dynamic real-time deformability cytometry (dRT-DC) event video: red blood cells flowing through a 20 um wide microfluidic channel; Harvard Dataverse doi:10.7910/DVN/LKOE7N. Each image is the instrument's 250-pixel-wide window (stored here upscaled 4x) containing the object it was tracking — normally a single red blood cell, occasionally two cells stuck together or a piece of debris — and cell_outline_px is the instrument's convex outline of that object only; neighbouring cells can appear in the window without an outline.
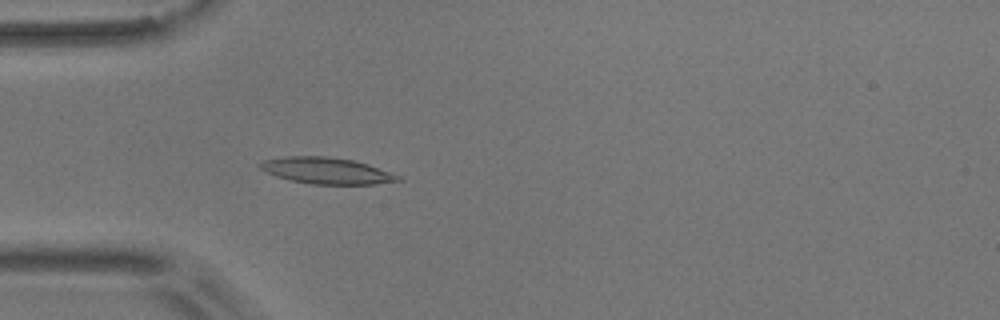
{"species": "common noctule bat (a hibernating species)", "species_latin": "Nyctalus noctula", "temperature_condition": "room temperature", "stored_images_in_passage": 50, "camera_frame_rate_fps": 3000, "um_per_image_px": 0.085, "animal": {"sex": "male", "body_mass_g": 17.9}, "frame": {"image": 1, "passage_image": 11, "time_ms": 3.333, "image_size_px": [1000, 320], "cell_outline_px": [[404, 180], [376, 184], [312, 184], [292, 180], [276, 176], [260, 168], [260, 164], [264, 160], [284, 156], [324, 156], [352, 160], [368, 164], [400, 176]], "centroid_in_image_um": [27.79, 14.51], "position_along_channel_um": 57.2, "area_um2": 20.92}}
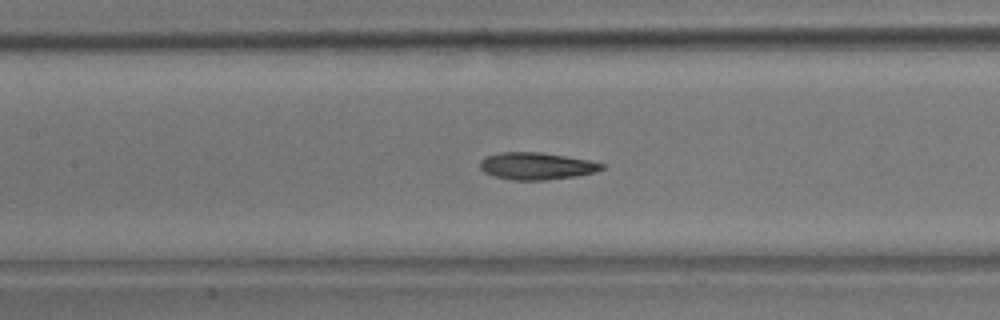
{"frame": {"image": 2, "passage_image": 20, "time_ms": 6.333, "image_size_px": [1000, 320], "cell_outline_px": [[604, 168], [592, 172], [576, 176], [544, 180], [512, 180], [492, 176], [484, 172], [480, 168], [480, 160], [488, 156], [500, 152], [540, 152], [588, 160], [604, 164]], "centroid_in_image_um": [45.55, 14.11], "position_along_channel_um": 161.8, "area_um2": 19.07}}
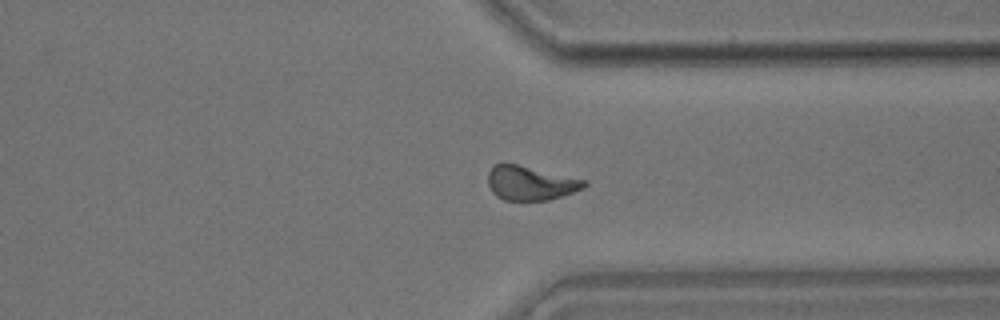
{"frame": {"image": 3, "passage_image": 37, "time_ms": 12.0, "image_size_px": [1000, 320], "cell_outline_px": [[588, 184], [584, 188], [548, 200], [504, 200], [496, 196], [492, 192], [488, 184], [488, 172], [492, 164], [516, 164], [588, 180]], "centroid_in_image_um": [45.08, 15.56], "position_along_channel_um": 366.3, "area_um2": 19.13}, "authors_computed_cell_mechanics": {"area_um2": 19.4208, "velocity_mm_per_s": 3.6191, "shape_relaxation_time_tau1_ms": 9.5018, "shape_relaxation_time_tau2_ms": 2.9196, "deformation_change_tau1": 0.237, "deformation_change_tau2": 0.0843}}